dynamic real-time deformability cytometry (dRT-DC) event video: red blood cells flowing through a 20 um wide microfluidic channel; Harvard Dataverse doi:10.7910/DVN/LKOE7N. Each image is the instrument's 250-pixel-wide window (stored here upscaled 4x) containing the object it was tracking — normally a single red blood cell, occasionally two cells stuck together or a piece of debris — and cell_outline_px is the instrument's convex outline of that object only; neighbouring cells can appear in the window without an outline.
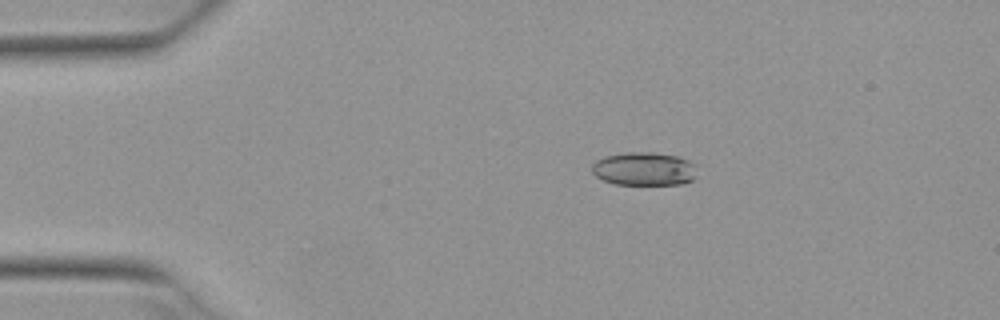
{"species": "Egyptian fruit bat (a non-hibernating species)", "species_latin": "Rousettus aegyptiacus", "temperature_condition": "warm", "stored_images_in_passage": 7, "camera_frame_rate_fps": 3000, "um_per_image_px": 0.085, "animal": {"sex": "female"}, "frame": {"image": 1, "passage_image": 2, "time_ms": 0.333, "image_size_px": [1000, 320], "cell_outline_px": [[696, 176], [692, 180], [684, 184], [616, 184], [604, 180], [596, 176], [592, 172], [592, 164], [596, 160], [604, 156], [624, 152], [652, 152], [676, 156], [688, 160], [696, 164]], "centroid_in_image_um": [54.76, 14.35], "position_along_channel_um": 30.2, "area_um2": 20.58}}
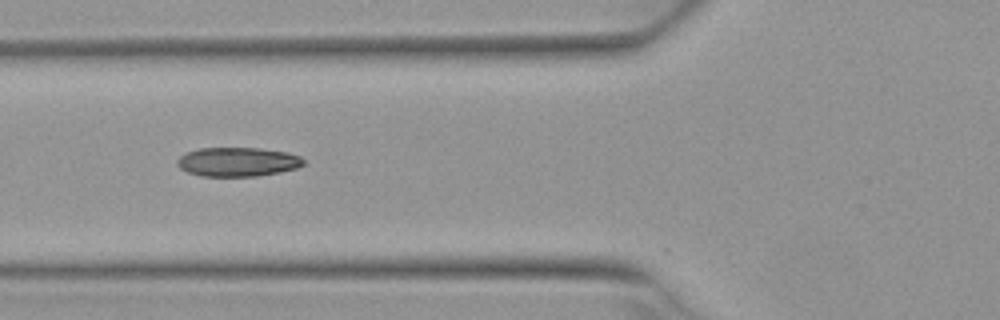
{"frame": {"image": 2, "passage_image": 5, "time_ms": 1.333, "image_size_px": [1000, 320], "cell_outline_px": [[304, 164], [296, 168], [280, 172], [256, 176], [200, 176], [188, 172], [180, 168], [176, 164], [176, 160], [184, 152], [200, 148], [260, 148], [288, 152], [300, 156], [304, 160]], "centroid_in_image_um": [20.18, 13.75], "position_along_channel_um": 105.6, "area_um2": 21.56}}
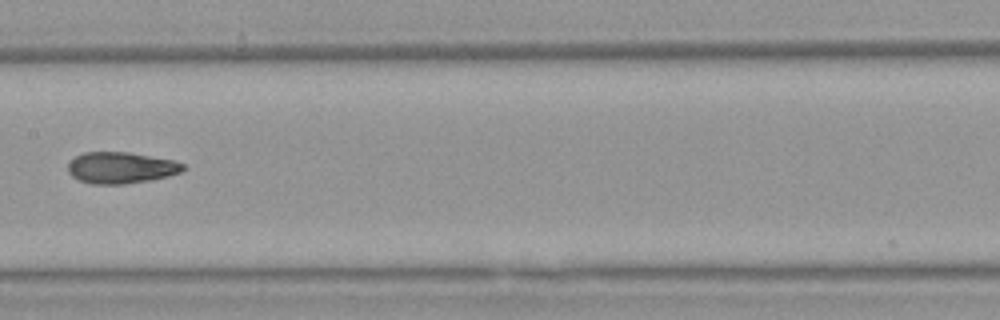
{"frame": {"image": 3, "passage_image": 7, "time_ms": 2.0, "image_size_px": [1000, 320], "cell_outline_px": [[184, 168], [180, 172], [168, 176], [148, 180], [124, 184], [92, 184], [80, 180], [72, 176], [68, 172], [68, 164], [76, 156], [84, 152], [128, 152], [172, 160], [184, 164]], "centroid_in_image_um": [10.25, 14.26], "position_along_channel_um": 197.1, "area_um2": 20.81}}